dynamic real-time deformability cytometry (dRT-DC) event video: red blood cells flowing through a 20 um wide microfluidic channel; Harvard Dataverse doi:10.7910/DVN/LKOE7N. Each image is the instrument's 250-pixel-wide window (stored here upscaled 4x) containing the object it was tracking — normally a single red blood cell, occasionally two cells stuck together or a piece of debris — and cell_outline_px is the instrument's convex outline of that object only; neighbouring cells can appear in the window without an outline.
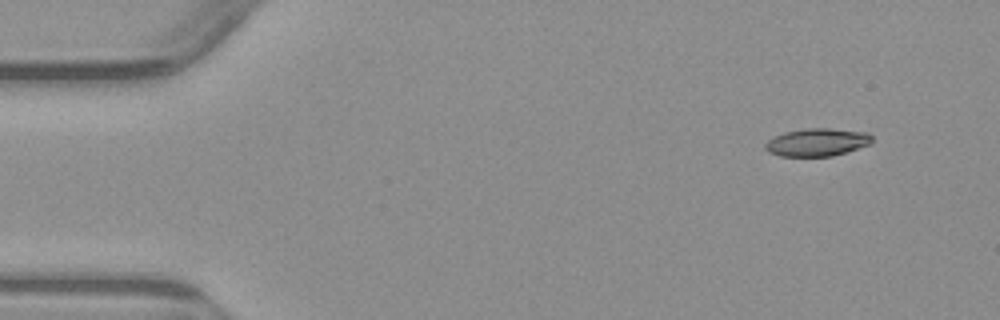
{"species": "common noctule bat (a hibernating species)", "species_latin": "Nyctalus noctula", "temperature_condition": "warm", "stored_images_in_passage": 4, "camera_frame_rate_fps": 3000, "um_per_image_px": 0.085, "animal": {"sex": "male", "body_mass_g": 23.1, "forearm_length_mm": 52.7}, "frame": {"image": 1, "passage_image": 1, "time_ms": 0.0, "image_size_px": [1000, 320], "cell_outline_px": [[872, 144], [848, 152], [832, 156], [780, 156], [768, 152], [764, 148], [764, 144], [772, 136], [784, 132], [804, 128], [828, 128], [868, 132], [872, 136]], "centroid_in_image_um": [69.45, 12.09], "position_along_channel_um": 15.5, "area_um2": 17.63}}
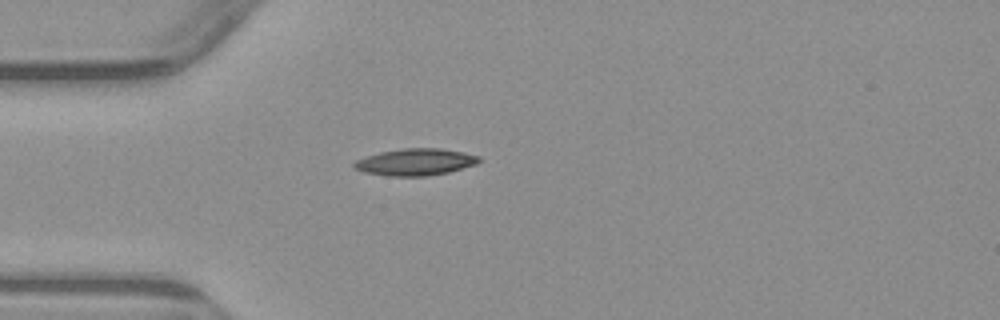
{"frame": {"image": 2, "passage_image": 4, "time_ms": 3.333, "image_size_px": [1000, 320], "cell_outline_px": [[480, 160], [476, 164], [448, 172], [424, 176], [388, 176], [364, 172], [356, 168], [352, 164], [356, 160], [380, 152], [404, 148], [440, 148], [464, 152], [480, 156]], "centroid_in_image_um": [35.32, 13.77], "position_along_channel_um": 49.7, "area_um2": 19.36}}